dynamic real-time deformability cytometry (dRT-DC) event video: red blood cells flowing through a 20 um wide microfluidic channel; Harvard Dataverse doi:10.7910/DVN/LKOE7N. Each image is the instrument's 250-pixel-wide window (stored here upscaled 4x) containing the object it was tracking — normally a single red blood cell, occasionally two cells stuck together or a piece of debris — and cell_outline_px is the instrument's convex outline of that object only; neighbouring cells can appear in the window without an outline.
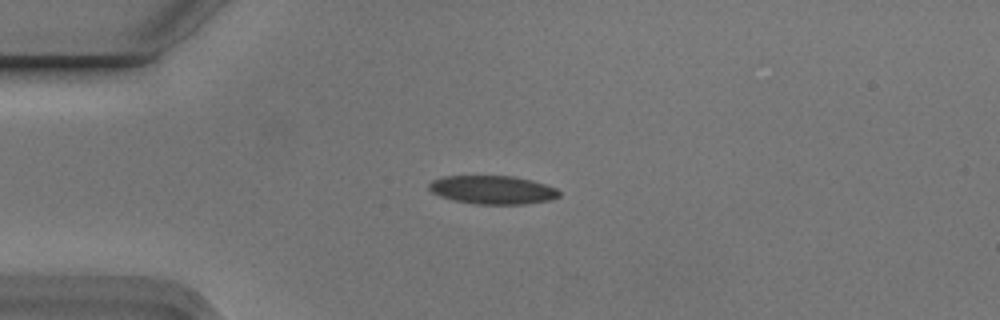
{"species": "Egyptian fruit bat (a non-hibernating species)", "species_latin": "Rousettus aegyptiacus", "temperature_condition": "cold", "stored_images_in_passage": 3, "camera_frame_rate_fps": 3000, "um_per_image_px": 0.085, "animal": {"sex": "male"}, "frame": {"image": 1, "passage_image": 1, "time_ms": 0.0, "image_size_px": [1000, 320], "cell_outline_px": [[560, 196], [552, 200], [524, 204], [476, 204], [456, 200], [440, 196], [432, 192], [428, 188], [428, 184], [432, 180], [444, 176], [512, 176], [532, 180], [556, 188], [560, 192]], "centroid_in_image_um": [41.89, 16.13], "position_along_channel_um": 43.1, "area_um2": 21.56}}